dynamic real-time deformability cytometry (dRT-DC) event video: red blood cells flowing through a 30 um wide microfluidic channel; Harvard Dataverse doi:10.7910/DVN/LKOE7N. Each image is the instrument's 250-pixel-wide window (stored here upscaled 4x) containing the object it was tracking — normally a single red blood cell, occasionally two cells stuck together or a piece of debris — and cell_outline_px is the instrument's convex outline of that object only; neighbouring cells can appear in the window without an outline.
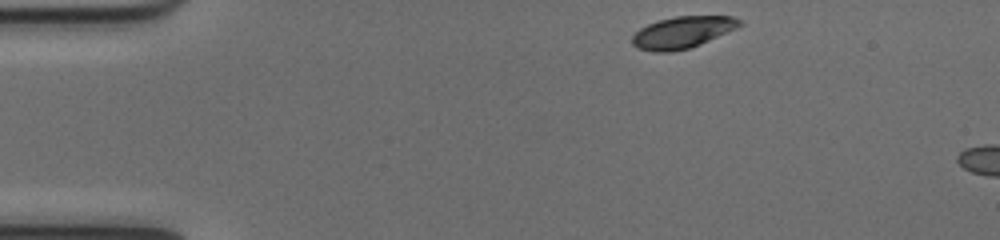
{"species": "common noctule bat (a hibernating species)", "species_latin": "Nyctalus noctula", "temperature_condition": "cold", "stored_images_in_passage": 5, "camera_frame_rate_fps": 3000, "um_per_image_px": 0.085, "animal": {"sex": "female", "body_mass_g": 17.0, "forearm_length_mm": 48.0}, "frame": {"image": 1, "passage_image": 1, "time_ms": 0.0, "image_size_px": [1000, 240], "cell_outline_px": [[744, 24], [736, 28], [700, 44], [688, 48], [668, 52], [652, 52], [636, 48], [632, 44], [632, 36], [640, 28], [648, 24], [660, 20], [676, 16], [732, 16], [744, 20]], "centroid_in_image_um": [58.01, 2.74], "position_along_channel_um": 27.0, "area_um2": 19.83}}